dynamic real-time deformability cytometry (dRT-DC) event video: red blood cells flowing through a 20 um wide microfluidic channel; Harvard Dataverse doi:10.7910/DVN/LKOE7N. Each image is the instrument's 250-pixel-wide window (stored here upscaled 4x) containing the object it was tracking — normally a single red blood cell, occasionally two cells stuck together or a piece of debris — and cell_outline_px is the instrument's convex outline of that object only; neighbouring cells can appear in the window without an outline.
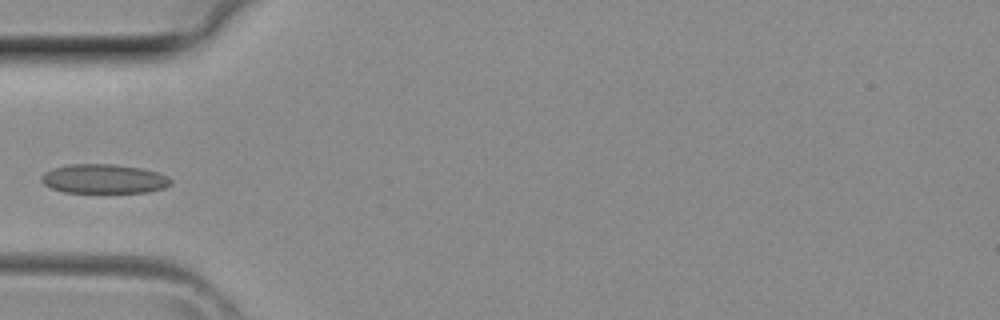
{"species": "common noctule bat (a hibernating species)", "species_latin": "Nyctalus noctula", "temperature_condition": "room temperature", "stored_images_in_passage": 3, "camera_frame_rate_fps": 3000, "um_per_image_px": 0.085, "animal": {"sex": "female", "body_mass_g": 29.2, "forearm_length_mm": 56.3}, "frame": {"image": 1, "passage_image": 3, "time_ms": 0.667, "image_size_px": [1000, 320], "cell_outline_px": [[172, 184], [164, 188], [148, 192], [64, 192], [52, 188], [44, 184], [40, 180], [40, 176], [44, 172], [52, 168], [68, 164], [112, 164], [140, 168], [156, 172], [168, 176], [172, 180]], "centroid_in_image_um": [8.81, 15.2], "position_along_channel_um": 76.2, "area_um2": 22.08}}